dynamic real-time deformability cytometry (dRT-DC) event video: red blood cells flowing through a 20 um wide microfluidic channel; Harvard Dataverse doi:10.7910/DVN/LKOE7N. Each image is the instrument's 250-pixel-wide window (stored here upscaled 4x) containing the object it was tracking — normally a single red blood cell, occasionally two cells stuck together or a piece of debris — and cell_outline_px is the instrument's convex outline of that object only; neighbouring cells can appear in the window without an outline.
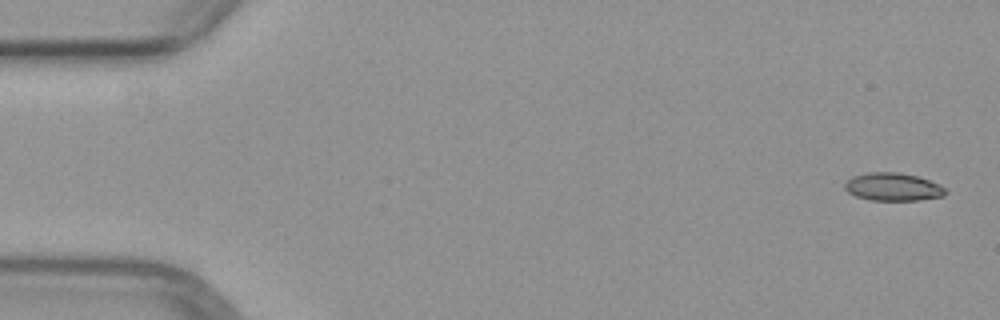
{"species": "common noctule bat (a hibernating species)", "species_latin": "Nyctalus noctula", "temperature_condition": "warm", "stored_images_in_passage": 7, "camera_frame_rate_fps": 3000, "um_per_image_px": 0.085, "animal": {"sex": "female", "body_mass_g": 29.2, "forearm_length_mm": 56.3}, "frame": {"image": 1, "passage_image": 1, "time_ms": 0.0, "image_size_px": [1000, 320], "cell_outline_px": [[948, 192], [944, 196], [920, 200], [868, 200], [856, 196], [848, 192], [844, 188], [844, 184], [852, 176], [868, 172], [896, 172], [916, 176], [940, 184]], "centroid_in_image_um": [75.9, 15.89], "position_along_channel_um": 9.1, "area_um2": 16.42}}
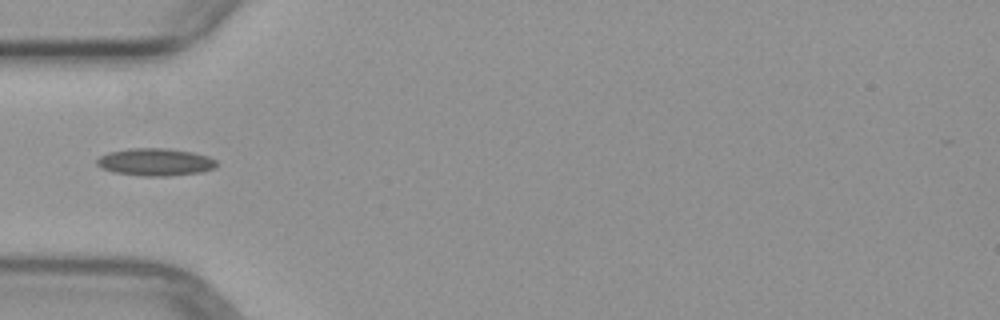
{"frame": {"image": 2, "passage_image": 5, "time_ms": 5.0, "image_size_px": [1000, 320], "cell_outline_px": [[220, 164], [216, 168], [204, 172], [168, 176], [144, 176], [112, 172], [100, 168], [96, 164], [96, 160], [100, 156], [108, 152], [128, 148], [164, 148], [192, 152], [208, 156], [216, 160]], "centroid_in_image_um": [13.22, 13.78], "position_along_channel_um": 71.8, "area_um2": 19.48}}
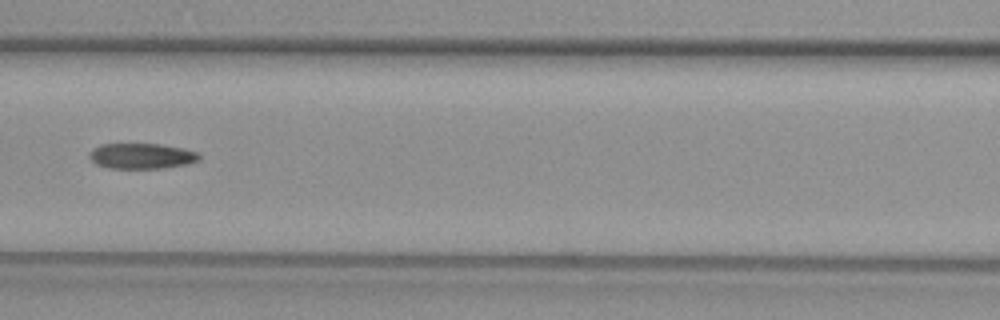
{"frame": {"image": 3, "passage_image": 7, "time_ms": 7.0, "image_size_px": [1000, 320], "cell_outline_px": [[200, 160], [184, 164], [164, 168], [108, 168], [96, 164], [88, 156], [88, 152], [92, 148], [100, 144], [160, 144], [184, 148], [196, 152], [200, 156]], "centroid_in_image_um": [11.99, 13.25], "position_along_channel_um": 154.6, "area_um2": 16.36}}